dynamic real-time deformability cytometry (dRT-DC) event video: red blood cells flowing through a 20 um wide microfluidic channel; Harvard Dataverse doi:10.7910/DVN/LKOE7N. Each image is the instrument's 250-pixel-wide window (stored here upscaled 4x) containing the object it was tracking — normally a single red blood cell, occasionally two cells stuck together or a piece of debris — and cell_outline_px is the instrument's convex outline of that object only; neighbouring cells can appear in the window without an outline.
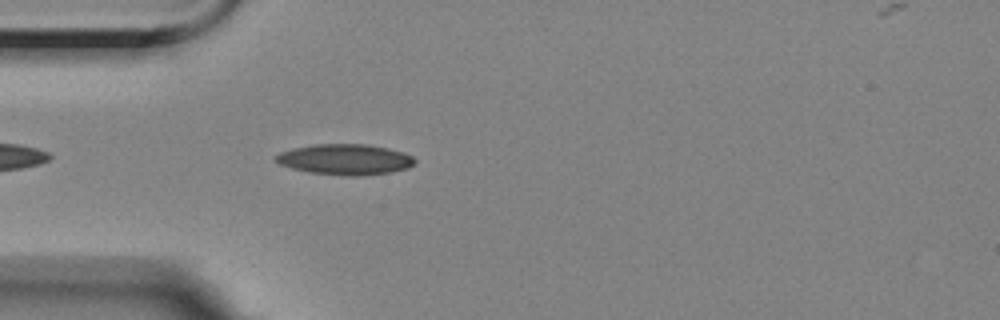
{"species": "Egyptian fruit bat (a non-hibernating species)", "species_latin": "Rousettus aegyptiacus", "temperature_condition": "room temperature", "stored_images_in_passage": 24, "camera_frame_rate_fps": 3000, "um_per_image_px": 0.085, "animal": {"sex": "female"}, "frame": {"image": 1, "passage_image": 3, "time_ms": 0.667, "image_size_px": [1000, 320], "cell_outline_px": [[416, 164], [408, 168], [392, 172], [356, 176], [348, 176], [308, 172], [292, 168], [280, 164], [272, 156], [280, 152], [292, 148], [312, 144], [368, 144], [388, 148], [404, 152], [412, 156], [416, 160]], "centroid_in_image_um": [29.34, 13.54], "position_along_channel_um": 55.7, "area_um2": 25.09}}
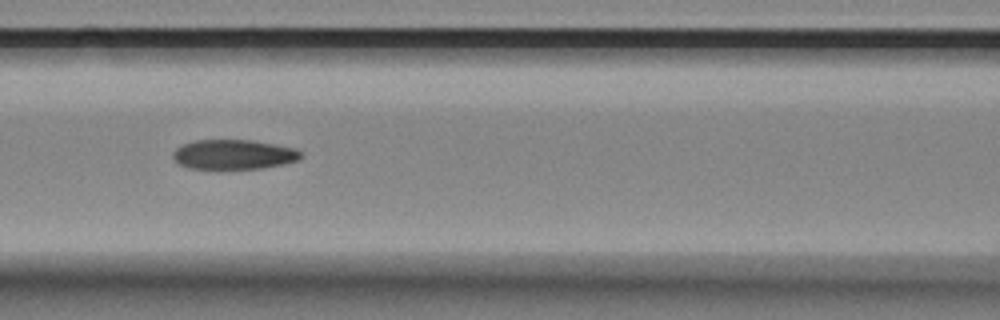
{"frame": {"image": 2, "passage_image": 11, "time_ms": 3.333, "image_size_px": [1000, 320], "cell_outline_px": [[304, 156], [300, 160], [284, 164], [260, 168], [224, 172], [220, 172], [188, 168], [176, 164], [172, 160], [172, 152], [176, 148], [184, 144], [196, 140], [252, 140], [296, 148]], "centroid_in_image_um": [19.81, 13.19], "position_along_channel_um": 146.8, "area_um2": 23.35}}
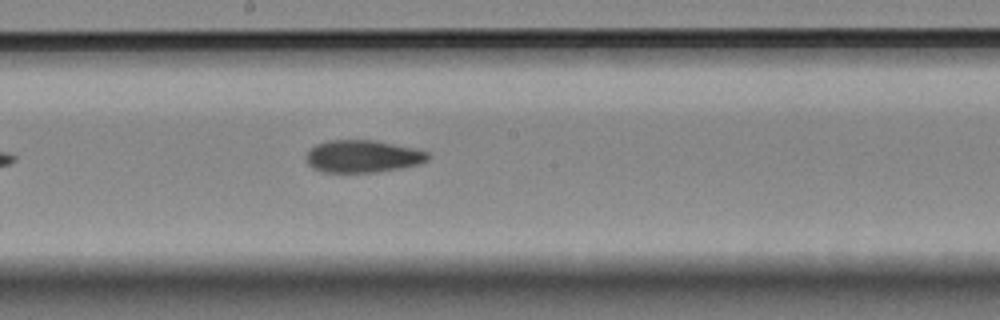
{"frame": {"image": 3, "passage_image": 17, "time_ms": 5.333, "image_size_px": [1000, 320], "cell_outline_px": [[432, 156], [428, 160], [420, 164], [400, 168], [376, 172], [320, 172], [312, 168], [304, 160], [304, 156], [316, 144], [328, 140], [376, 140], [416, 148], [428, 152]], "centroid_in_image_um": [30.84, 13.28], "position_along_channel_um": 217.4, "area_um2": 23.35}}